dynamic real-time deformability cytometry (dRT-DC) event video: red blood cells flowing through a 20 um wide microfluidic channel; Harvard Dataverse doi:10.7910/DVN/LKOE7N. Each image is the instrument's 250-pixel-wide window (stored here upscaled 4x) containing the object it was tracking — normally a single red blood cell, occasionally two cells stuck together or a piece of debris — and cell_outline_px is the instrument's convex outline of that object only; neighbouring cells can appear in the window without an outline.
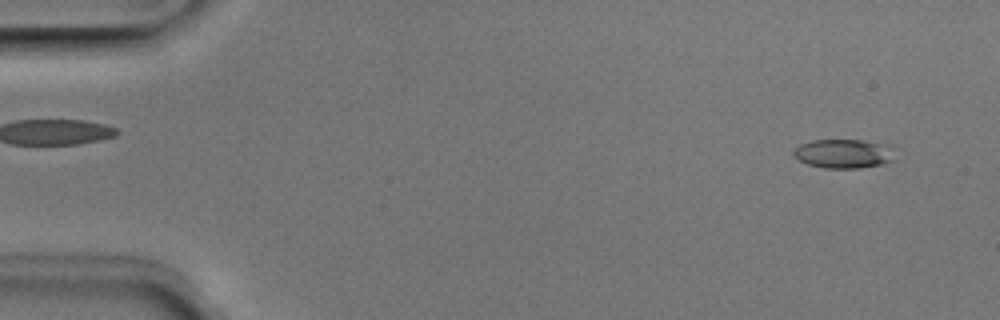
{"species": "Egyptian fruit bat (a non-hibernating species)", "species_latin": "Rousettus aegyptiacus", "temperature_condition": "room temperature", "stored_images_in_passage": 18, "camera_frame_rate_fps": 3000, "um_per_image_px": 0.085, "animal": {"sex": "male"}, "frame": {"image": 1, "passage_image": 3, "time_ms": 0.667, "image_size_px": [1000, 320], "cell_outline_px": [[896, 160], [880, 164], [856, 168], [824, 168], [808, 164], [800, 160], [792, 152], [800, 144], [812, 140], [860, 140], [892, 144]], "centroid_in_image_um": [71.78, 13.05], "position_along_channel_um": 13.2, "area_um2": 17.28}}
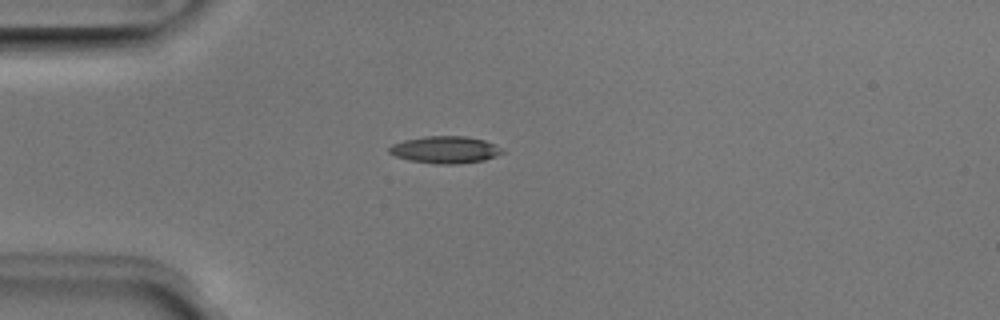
{"frame": {"image": 2, "passage_image": 13, "time_ms": 4.0, "image_size_px": [1000, 320], "cell_outline_px": [[504, 152], [496, 156], [484, 160], [456, 164], [436, 164], [408, 160], [396, 156], [388, 152], [388, 148], [392, 144], [404, 140], [424, 136], [464, 136], [484, 140], [496, 144]], "centroid_in_image_um": [37.82, 12.72], "position_along_channel_um": 47.2, "area_um2": 17.86}}